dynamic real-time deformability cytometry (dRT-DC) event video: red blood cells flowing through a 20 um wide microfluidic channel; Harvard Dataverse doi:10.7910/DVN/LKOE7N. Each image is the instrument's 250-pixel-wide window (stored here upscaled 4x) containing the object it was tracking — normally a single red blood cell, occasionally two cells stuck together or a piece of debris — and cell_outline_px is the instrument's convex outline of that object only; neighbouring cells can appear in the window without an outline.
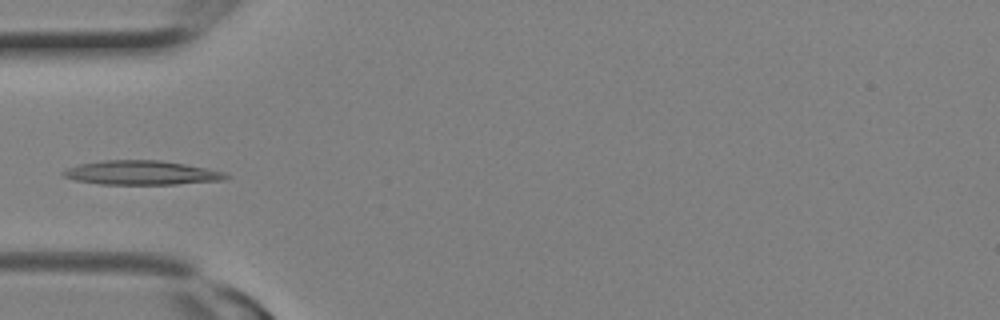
{"species": "Egyptian fruit bat (a non-hibernating species)", "species_latin": "Rousettus aegyptiacus", "temperature_condition": "room temperature", "stored_images_in_passage": 8, "camera_frame_rate_fps": 3000, "um_per_image_px": 0.085, "animal": {"sex": "female"}, "frame": {"image": 1, "passage_image": 7, "time_ms": 2.0, "image_size_px": [1000, 320], "cell_outline_px": [[232, 176], [224, 180], [176, 184], [100, 184], [76, 180], [64, 176], [60, 172], [68, 168], [80, 164], [100, 160], [160, 160], [208, 168], [224, 172]], "centroid_in_image_um": [12.06, 14.68], "position_along_channel_um": 72.9, "area_um2": 22.89}}